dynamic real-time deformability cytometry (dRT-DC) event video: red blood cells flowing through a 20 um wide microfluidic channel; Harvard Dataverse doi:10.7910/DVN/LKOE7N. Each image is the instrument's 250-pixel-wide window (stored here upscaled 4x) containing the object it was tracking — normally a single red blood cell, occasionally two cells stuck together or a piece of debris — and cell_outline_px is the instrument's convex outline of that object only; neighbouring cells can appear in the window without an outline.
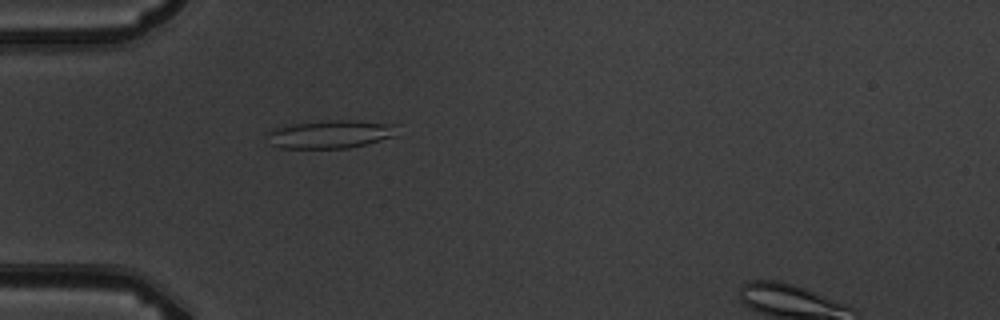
{"species": "common noctule bat (a hibernating species)", "species_latin": "Nyctalus noctula", "temperature_condition": "warm", "stored_images_in_passage": 6, "camera_frame_rate_fps": 3000, "um_per_image_px": 0.085, "animal": {"sex": "male", "body_mass_g": 19.5, "forearm_length_mm": 54.6}, "frame": {"image": 1, "passage_image": 5, "time_ms": 4.667, "image_size_px": [1000, 320], "cell_outline_px": [[400, 124], [396, 136], [348, 148], [280, 148], [272, 144], [268, 132], [276, 128], [292, 124], [328, 120], [356, 120]], "centroid_in_image_um": [28.19, 11.39], "position_along_channel_um": 56.8, "area_um2": 21.27}}